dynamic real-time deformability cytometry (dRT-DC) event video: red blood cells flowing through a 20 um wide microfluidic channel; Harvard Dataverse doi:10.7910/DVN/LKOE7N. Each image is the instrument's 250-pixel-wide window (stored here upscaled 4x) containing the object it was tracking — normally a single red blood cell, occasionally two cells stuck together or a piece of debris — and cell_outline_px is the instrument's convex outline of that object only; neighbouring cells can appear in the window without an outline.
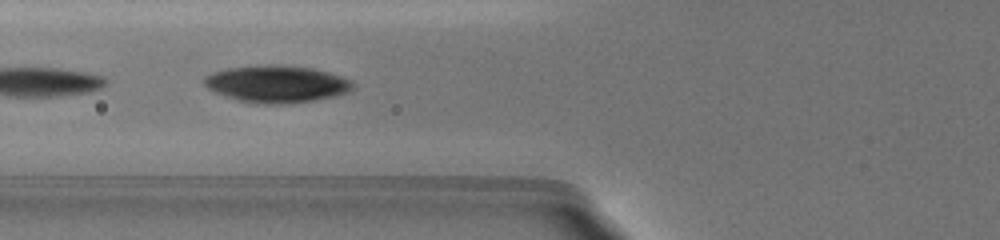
{"species": "common noctule bat (a hibernating species)", "species_latin": "Nyctalus noctula", "temperature_condition": "warm", "stored_images_in_passage": 18, "camera_frame_rate_fps": 3000, "um_per_image_px": 0.085, "animal": {"sex": "female", "body_mass_g": 19.5, "forearm_length_mm": 54.1}, "frame": {"image": 1, "passage_image": 12, "time_ms": 2.0, "image_size_px": [1000, 240], "cell_outline_px": [[352, 88], [348, 92], [336, 96], [316, 100], [292, 104], [256, 104], [236, 100], [216, 92], [208, 88], [204, 84], [204, 76], [212, 72], [224, 68], [256, 64], [276, 64], [312, 68], [328, 72], [352, 80]], "centroid_in_image_um": [23.49, 7.13], "position_along_channel_um": 102.3, "area_um2": 32.66}}